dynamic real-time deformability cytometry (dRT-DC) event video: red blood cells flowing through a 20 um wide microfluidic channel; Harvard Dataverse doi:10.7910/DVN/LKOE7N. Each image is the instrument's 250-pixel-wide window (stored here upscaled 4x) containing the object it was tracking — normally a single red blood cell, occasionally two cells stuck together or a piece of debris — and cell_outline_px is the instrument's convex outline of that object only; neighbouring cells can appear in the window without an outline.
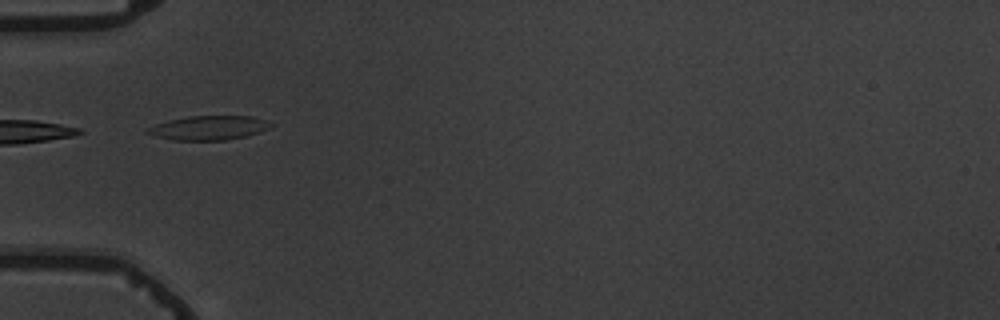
{"species": "common noctule bat (a hibernating species)", "species_latin": "Nyctalus noctula", "temperature_condition": "warm", "stored_images_in_passage": 7, "camera_frame_rate_fps": 3000, "um_per_image_px": 0.085, "animal": {"sex": "male", "body_mass_g": 19.5, "forearm_length_mm": 54.6}, "frame": {"image": 1, "passage_image": 6, "time_ms": 5.667, "image_size_px": [1000, 320], "cell_outline_px": [[276, 124], [272, 128], [260, 132], [244, 136], [224, 140], [172, 140], [156, 136], [148, 132], [148, 128], [156, 124], [188, 116], [252, 116], [268, 120]], "centroid_in_image_um": [17.87, 10.86], "position_along_channel_um": 67.1, "area_um2": 17.28}}
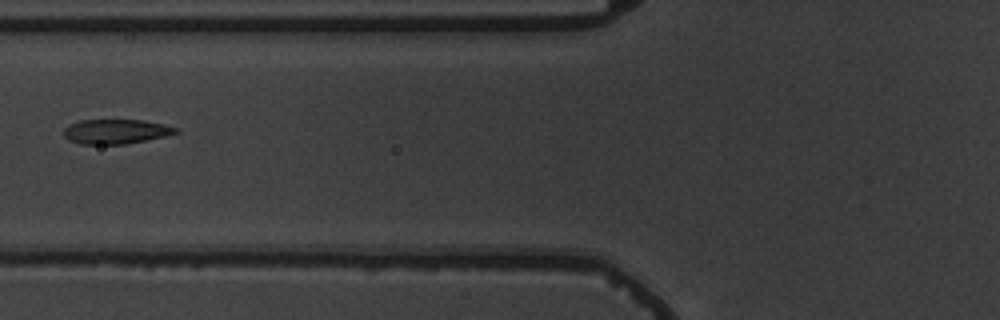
{"frame": {"image": 2, "passage_image": 7, "time_ms": 7.0, "image_size_px": [1000, 320], "cell_outline_px": [[180, 132], [164, 136], [124, 144], [80, 144], [68, 140], [64, 136], [64, 128], [80, 120], [144, 120], [164, 124], [176, 128]], "centroid_in_image_um": [9.83, 11.18], "position_along_channel_um": 116.0, "area_um2": 15.9}}